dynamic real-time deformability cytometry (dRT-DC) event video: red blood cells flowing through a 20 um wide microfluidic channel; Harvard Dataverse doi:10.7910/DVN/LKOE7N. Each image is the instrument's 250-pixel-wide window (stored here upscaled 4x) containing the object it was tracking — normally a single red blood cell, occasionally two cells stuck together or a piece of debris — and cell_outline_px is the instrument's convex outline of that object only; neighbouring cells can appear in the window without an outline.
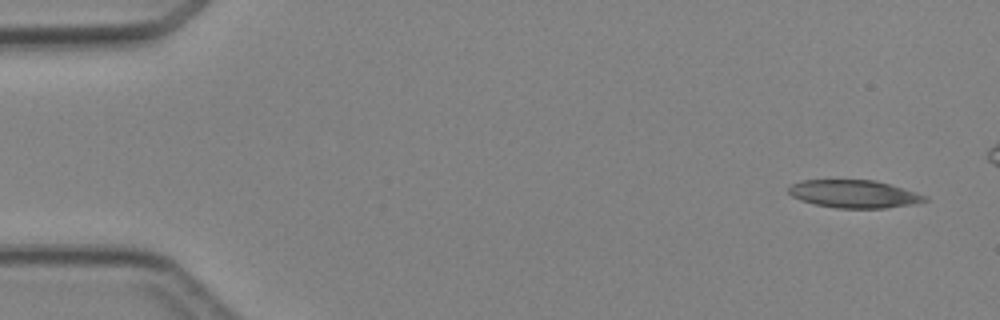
{"species": "Egyptian fruit bat (a non-hibernating species)", "species_latin": "Rousettus aegyptiacus", "temperature_condition": "cold", "stored_images_in_passage": 5, "camera_frame_rate_fps": 3000, "um_per_image_px": 0.085, "animal": {"sex": "female"}, "frame": {"image": 1, "passage_image": 1, "time_ms": 0.0, "image_size_px": [1000, 320], "cell_outline_px": [[928, 200], [916, 204], [884, 208], [836, 208], [816, 204], [800, 200], [792, 196], [788, 192], [788, 188], [792, 184], [804, 180], [872, 180], [888, 184], [916, 192], [928, 196]], "centroid_in_image_um": [72.61, 16.49], "position_along_channel_um": 12.4, "area_um2": 21.96}}